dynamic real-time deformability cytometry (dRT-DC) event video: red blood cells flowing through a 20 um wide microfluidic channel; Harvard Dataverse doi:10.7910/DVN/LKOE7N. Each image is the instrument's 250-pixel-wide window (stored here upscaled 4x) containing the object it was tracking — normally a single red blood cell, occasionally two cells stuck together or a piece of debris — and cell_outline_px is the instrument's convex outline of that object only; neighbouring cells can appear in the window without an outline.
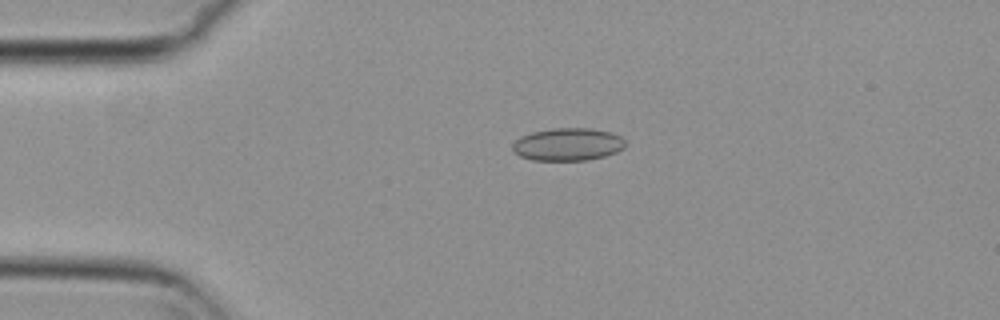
{"species": "common noctule bat (a hibernating species)", "species_latin": "Nyctalus noctula", "temperature_condition": "cold", "stored_images_in_passage": 46, "camera_frame_rate_fps": 3000, "um_per_image_px": 0.085, "animal": {"sex": "female", "body_mass_g": 29.2, "forearm_length_mm": 56.3}, "frame": {"image": 1, "passage_image": 3, "time_ms": 0.667, "image_size_px": [1000, 320], "cell_outline_px": [[624, 148], [616, 152], [604, 156], [588, 160], [532, 160], [520, 156], [512, 152], [512, 144], [520, 136], [532, 132], [552, 128], [588, 128], [612, 132], [620, 136], [624, 140]], "centroid_in_image_um": [48.23, 12.27], "position_along_channel_um": 36.8, "area_um2": 21.56}}
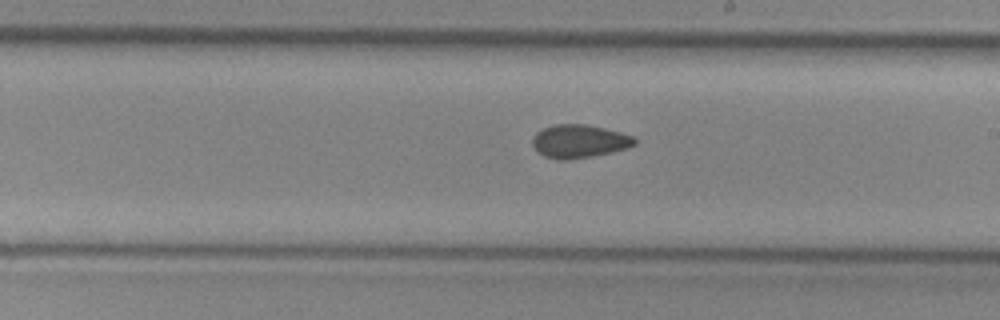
{"frame": {"image": 2, "passage_image": 22, "time_ms": 7.0, "image_size_px": [1000, 320], "cell_outline_px": [[636, 144], [628, 148], [592, 156], [568, 160], [556, 160], [544, 156], [532, 144], [532, 136], [536, 132], [544, 128], [556, 124], [584, 124], [604, 128], [636, 136]], "centroid_in_image_um": [49.25, 12.01], "position_along_channel_um": 239.8, "area_um2": 19.83}}
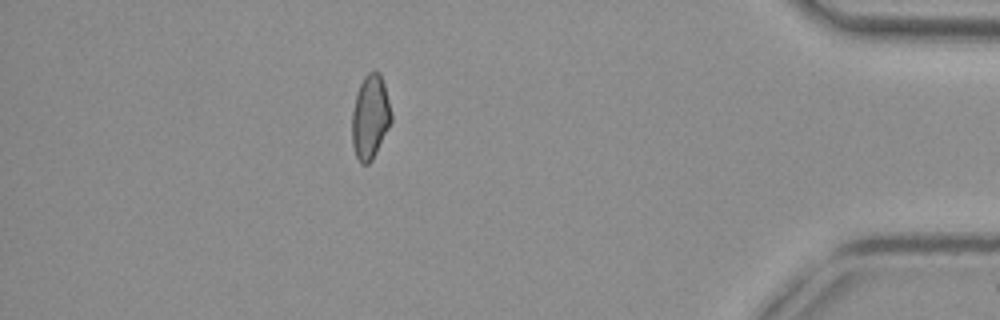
{"frame": {"image": 3, "passage_image": 39, "time_ms": 12.667, "image_size_px": [1000, 320], "cell_outline_px": [[392, 120], [372, 160], [368, 164], [360, 164], [356, 156], [352, 144], [352, 112], [356, 96], [360, 84], [364, 76], [368, 72], [380, 72], [384, 84], [392, 112]], "centroid_in_image_um": [31.46, 9.95], "position_along_channel_um": 403.7, "area_um2": 19.13}, "authors_computed_cell_mechanics": {"area_um2": 19.652, "velocity_mm_per_s": 3.7469, "shape_relaxation_time_tau1_ms": null, "shape_relaxation_time_tau2_ms": 3.9805, "deformation_change_tau1": null, "deformation_change_tau2": 0.0835}}